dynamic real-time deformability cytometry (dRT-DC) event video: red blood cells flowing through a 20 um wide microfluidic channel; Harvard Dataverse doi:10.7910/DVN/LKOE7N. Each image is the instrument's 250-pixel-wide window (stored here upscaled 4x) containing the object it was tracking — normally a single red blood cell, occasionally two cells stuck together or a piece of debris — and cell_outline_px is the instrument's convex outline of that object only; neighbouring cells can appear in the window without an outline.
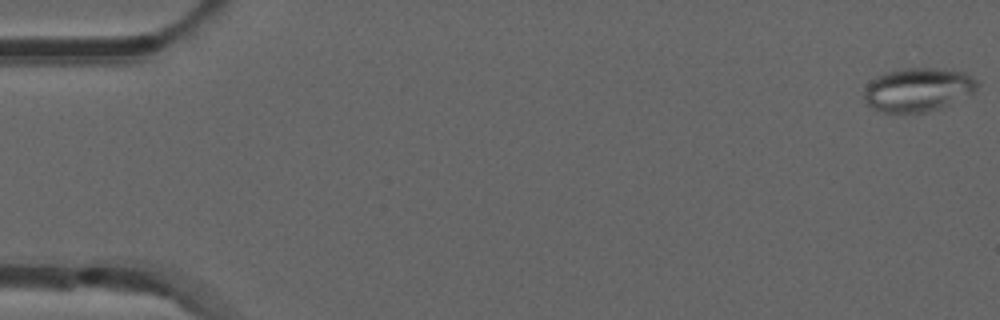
{"species": "common noctule bat (a hibernating species)", "species_latin": "Nyctalus noctula", "temperature_condition": "room temperature", "stored_images_in_passage": 53, "camera_frame_rate_fps": 3000, "um_per_image_px": 0.085, "animal": {"sex": "male", "forearm_length_mm": 52.5}, "frame": {"image": 1, "passage_image": 1, "time_ms": 0.0, "image_size_px": [1000, 320], "cell_outline_px": [[980, 84], [972, 92], [940, 108], [924, 112], [880, 112], [872, 108], [864, 100], [864, 92], [868, 84], [876, 76], [888, 72], [904, 68], [936, 68], [964, 72], [980, 80]], "centroid_in_image_um": [78.02, 7.61], "position_along_channel_um": 7.0, "area_um2": 28.55}}
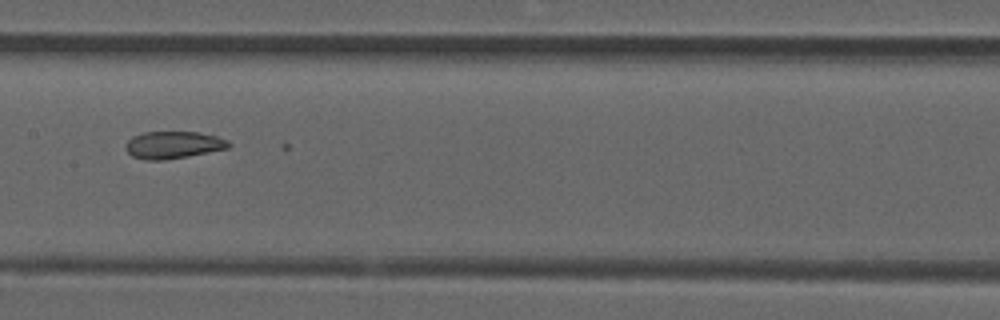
{"frame": {"image": 2, "passage_image": 27, "time_ms": 8.667, "image_size_px": [1000, 320], "cell_outline_px": [[232, 144], [228, 148], [188, 156], [164, 160], [144, 160], [132, 156], [124, 148], [124, 144], [132, 136], [144, 132], [196, 132], [216, 136], [228, 140]], "centroid_in_image_um": [14.69, 12.32], "position_along_channel_um": 192.7, "area_um2": 16.42}}
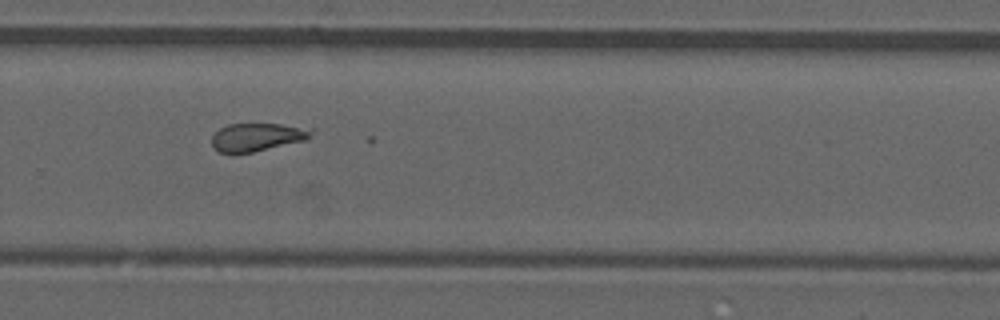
{"frame": {"image": 3, "passage_image": 36, "time_ms": 11.667, "image_size_px": [1000, 320], "cell_outline_px": [[316, 128], [304, 140], [252, 152], [220, 152], [212, 148], [212, 136], [220, 128], [228, 124], [280, 124]], "centroid_in_image_um": [21.85, 11.63], "position_along_channel_um": 308.0, "area_um2": 16.01}}